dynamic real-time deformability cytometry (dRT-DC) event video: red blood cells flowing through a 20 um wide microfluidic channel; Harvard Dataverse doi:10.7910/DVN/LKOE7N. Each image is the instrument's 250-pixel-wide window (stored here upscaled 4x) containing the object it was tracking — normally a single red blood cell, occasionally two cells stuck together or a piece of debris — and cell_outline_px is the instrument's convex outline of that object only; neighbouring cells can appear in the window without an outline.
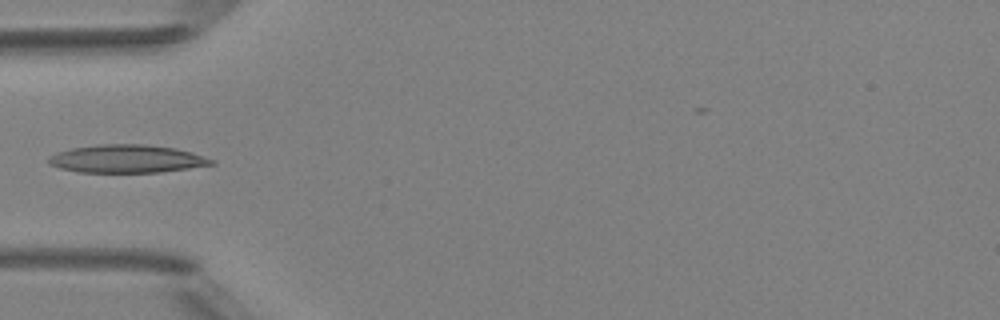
{"species": "Egyptian fruit bat (a non-hibernating species)", "species_latin": "Rousettus aegyptiacus", "temperature_condition": "room temperature", "stored_images_in_passage": 4, "camera_frame_rate_fps": 3000, "um_per_image_px": 0.085, "animal": {"sex": "female"}, "frame": {"image": 1, "passage_image": 3, "time_ms": 3.333, "image_size_px": [1000, 320], "cell_outline_px": [[216, 164], [160, 172], [80, 172], [60, 168], [48, 164], [48, 156], [56, 152], [72, 148], [96, 144], [144, 144], [176, 148], [192, 152], [216, 160]], "centroid_in_image_um": [10.78, 13.49], "position_along_channel_um": 74.2, "area_um2": 26.7}}
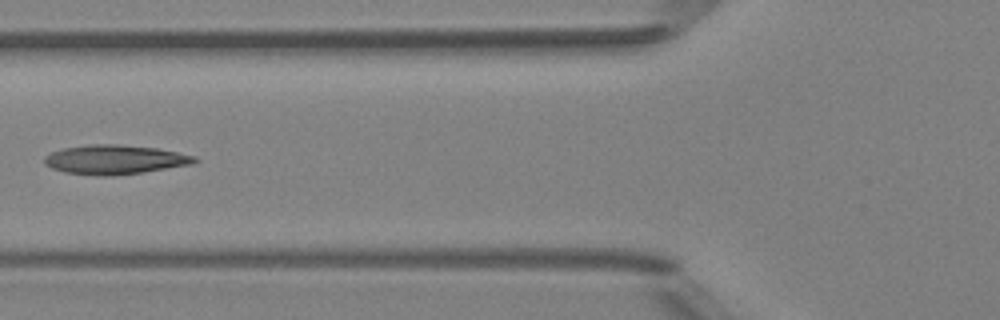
{"frame": {"image": 2, "passage_image": 4, "time_ms": 4.333, "image_size_px": [1000, 320], "cell_outline_px": [[200, 160], [196, 164], [144, 172], [108, 176], [96, 176], [64, 172], [52, 168], [44, 164], [44, 156], [52, 152], [64, 148], [88, 144], [116, 144], [156, 148], [196, 156]], "centroid_in_image_um": [9.79, 13.57], "position_along_channel_um": 116.0, "area_um2": 25.84}}